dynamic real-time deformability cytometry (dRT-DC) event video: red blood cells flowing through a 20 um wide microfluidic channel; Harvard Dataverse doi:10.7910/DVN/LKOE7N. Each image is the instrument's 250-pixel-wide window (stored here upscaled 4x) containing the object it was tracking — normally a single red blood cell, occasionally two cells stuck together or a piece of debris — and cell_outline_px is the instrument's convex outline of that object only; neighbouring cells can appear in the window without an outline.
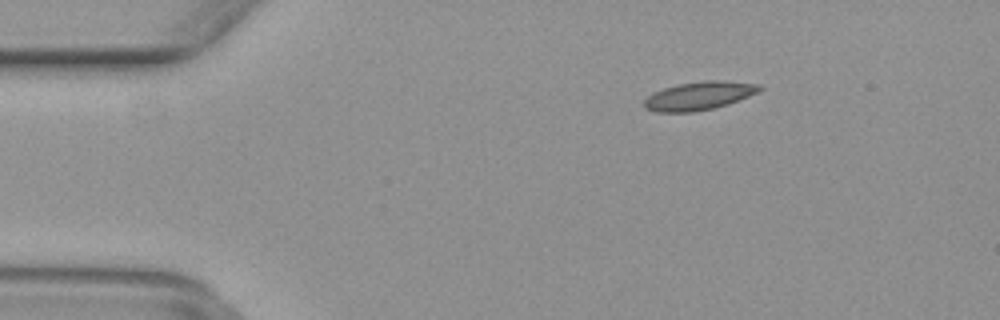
{"species": "common noctule bat (a hibernating species)", "species_latin": "Nyctalus noctula", "temperature_condition": "warm", "stored_images_in_passage": 50, "camera_frame_rate_fps": 3000, "um_per_image_px": 0.085, "animal": {"sex": "female", "body_mass_g": 29.2, "forearm_length_mm": 56.3}, "frame": {"image": 1, "passage_image": 8, "time_ms": 2.333, "image_size_px": [1000, 320], "cell_outline_px": [[764, 88], [748, 96], [728, 104], [712, 108], [692, 112], [656, 112], [644, 108], [644, 100], [652, 92], [664, 88], [680, 84], [704, 80], [724, 80], [760, 84]], "centroid_in_image_um": [59.41, 8.13], "position_along_channel_um": 25.6, "area_um2": 19.02}}
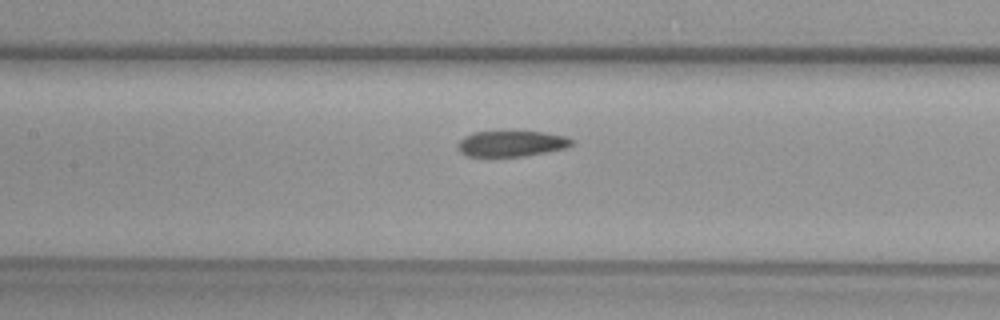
{"frame": {"image": 2, "passage_image": 23, "time_ms": 7.333, "image_size_px": [1000, 320], "cell_outline_px": [[576, 140], [568, 148], [548, 152], [524, 156], [468, 156], [460, 152], [460, 140], [464, 136], [472, 132], [544, 132], [564, 136]], "centroid_in_image_um": [43.54, 12.21], "position_along_channel_um": 163.9, "area_um2": 16.99}}
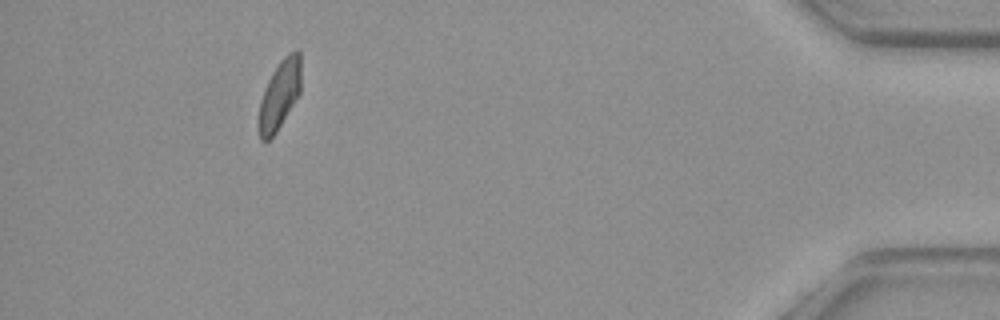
{"frame": {"image": 3, "passage_image": 46, "time_ms": 15.0, "image_size_px": [1000, 320], "cell_outline_px": [[300, 92], [276, 132], [268, 140], [260, 140], [256, 128], [256, 124], [260, 100], [264, 88], [272, 72], [280, 60], [288, 52], [296, 48], [300, 52]], "centroid_in_image_um": [23.72, 8.06], "position_along_channel_um": 411.5, "area_um2": 17.28}}